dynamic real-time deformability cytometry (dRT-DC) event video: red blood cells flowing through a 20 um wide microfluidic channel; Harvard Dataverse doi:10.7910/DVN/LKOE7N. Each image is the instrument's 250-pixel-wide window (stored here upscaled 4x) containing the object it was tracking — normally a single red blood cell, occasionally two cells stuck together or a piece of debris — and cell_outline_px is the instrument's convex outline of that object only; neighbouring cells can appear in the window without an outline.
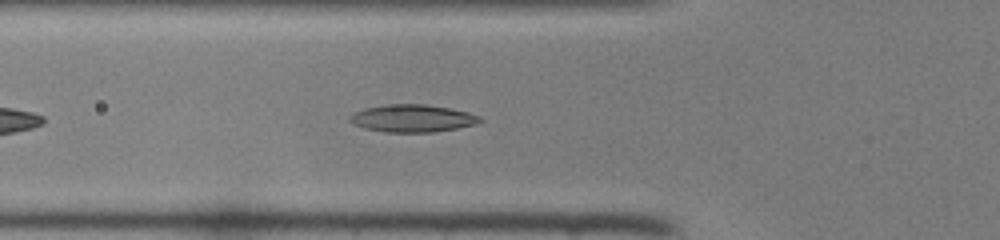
{"species": "common noctule bat (a hibernating species)", "species_latin": "Nyctalus noctula", "temperature_condition": "room temperature", "stored_images_in_passage": 38, "camera_frame_rate_fps": 3000, "um_per_image_px": 0.085, "animal": {"sex": "female", "body_mass_g": 22.0, "forearm_length_mm": 56.7}, "frame": {"image": 1, "passage_image": 7, "time_ms": 2.0, "image_size_px": [1000, 240], "cell_outline_px": [[484, 120], [476, 124], [456, 128], [432, 132], [388, 132], [364, 128], [352, 124], [348, 120], [348, 116], [352, 112], [364, 108], [388, 104], [424, 104], [452, 108], [468, 112], [480, 116]], "centroid_in_image_um": [35.03, 10.05], "position_along_channel_um": 90.8, "area_um2": 21.04}}
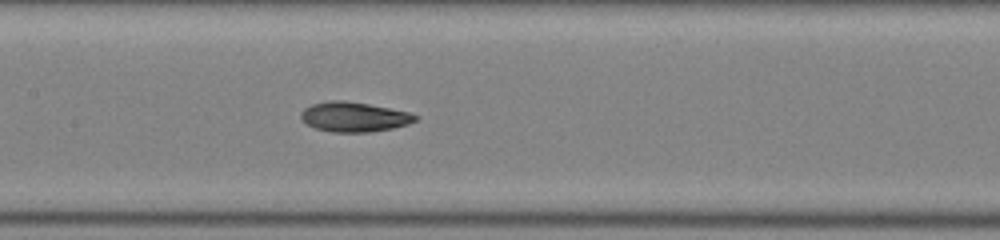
{"frame": {"image": 2, "passage_image": 13, "time_ms": 4.0, "image_size_px": [1000, 240], "cell_outline_px": [[420, 116], [416, 120], [408, 124], [392, 128], [368, 132], [332, 132], [316, 128], [308, 124], [300, 116], [300, 112], [304, 108], [312, 104], [332, 100], [340, 100], [368, 104], [408, 112]], "centroid_in_image_um": [30.1, 9.93], "position_along_channel_um": 177.3, "area_um2": 19.59}}
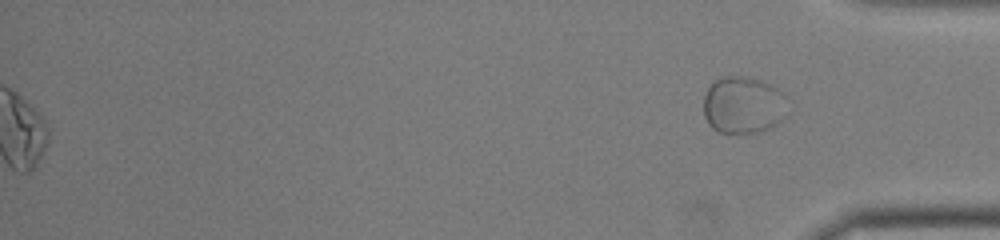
{"frame": {"image": 3, "passage_image": 38, "time_ms": 12.333, "image_size_px": [1000, 240], "cell_outline_px": [[788, 96], [784, 116], [776, 124], [764, 132], [716, 132], [708, 124], [704, 116], [704, 96], [708, 88], [716, 80], [724, 76], [752, 76], [764, 80], [784, 92]], "centroid_in_image_um": [63.2, 8.91], "position_along_channel_um": 372.0, "area_um2": 28.44}}